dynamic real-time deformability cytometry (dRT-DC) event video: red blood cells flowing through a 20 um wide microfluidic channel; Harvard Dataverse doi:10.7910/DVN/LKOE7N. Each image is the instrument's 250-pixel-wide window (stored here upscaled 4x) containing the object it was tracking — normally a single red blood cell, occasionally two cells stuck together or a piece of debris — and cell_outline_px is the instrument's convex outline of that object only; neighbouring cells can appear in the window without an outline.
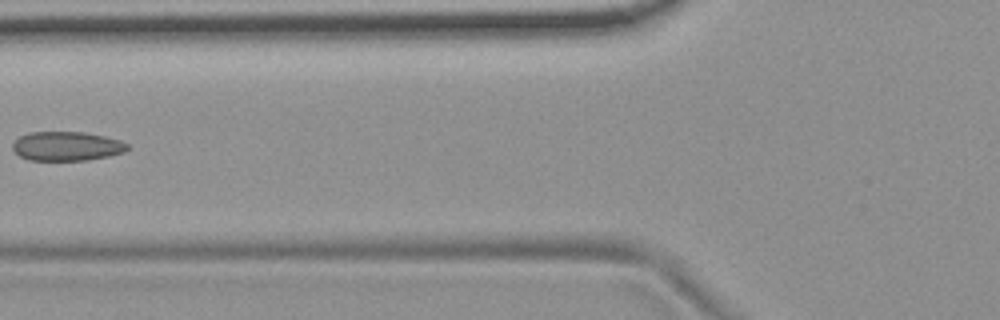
{"species": "common noctule bat (a hibernating species)", "species_latin": "Nyctalus noctula", "temperature_condition": "room temperature", "stored_images_in_passage": 8, "camera_frame_rate_fps": 3000, "um_per_image_px": 0.085, "animal": {"sex": "female", "body_mass_g": 19.9}, "frame": {"image": 1, "passage_image": 7, "time_ms": 7.0, "image_size_px": [1000, 320], "cell_outline_px": [[128, 148], [124, 152], [108, 156], [88, 160], [28, 160], [20, 156], [12, 148], [12, 144], [20, 136], [28, 132], [84, 132], [104, 136], [120, 140], [128, 144]], "centroid_in_image_um": [5.66, 12.42], "position_along_channel_um": 120.1, "area_um2": 19.48}}
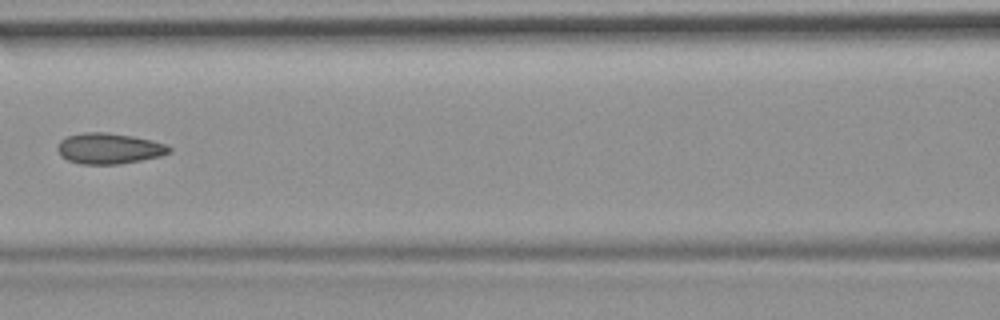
{"frame": {"image": 2, "passage_image": 8, "time_ms": 8.0, "image_size_px": [1000, 320], "cell_outline_px": [[172, 152], [160, 156], [120, 164], [80, 164], [68, 160], [60, 156], [56, 148], [60, 140], [68, 136], [84, 132], [104, 132], [132, 136], [152, 140], [168, 144], [172, 148]], "centroid_in_image_um": [9.28, 12.62], "position_along_channel_um": 157.3, "area_um2": 20.17}}